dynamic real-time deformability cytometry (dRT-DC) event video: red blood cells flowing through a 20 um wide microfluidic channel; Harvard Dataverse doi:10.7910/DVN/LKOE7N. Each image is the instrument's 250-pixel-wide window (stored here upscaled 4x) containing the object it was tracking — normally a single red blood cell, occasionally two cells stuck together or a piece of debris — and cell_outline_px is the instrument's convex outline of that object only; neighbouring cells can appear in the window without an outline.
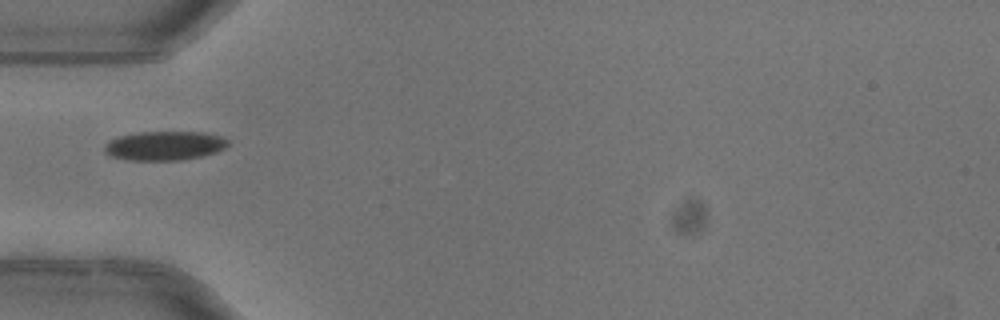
{"species": "common noctule bat (a hibernating species)", "species_latin": "Nyctalus noctula", "temperature_condition": "warm", "stored_images_in_passage": 1, "camera_frame_rate_fps": 3000, "um_per_image_px": 0.085, "animal": {"sex": "female"}, "frame": {"image": 1, "passage_image": 1, "time_ms": 0.0, "image_size_px": [1000, 320], "cell_outline_px": [[228, 144], [224, 148], [216, 152], [200, 156], [180, 160], [128, 160], [112, 156], [104, 152], [104, 144], [116, 136], [136, 132], [204, 132], [220, 136], [228, 140]], "centroid_in_image_um": [13.94, 12.37], "position_along_channel_um": 71.1, "area_um2": 20.98}}